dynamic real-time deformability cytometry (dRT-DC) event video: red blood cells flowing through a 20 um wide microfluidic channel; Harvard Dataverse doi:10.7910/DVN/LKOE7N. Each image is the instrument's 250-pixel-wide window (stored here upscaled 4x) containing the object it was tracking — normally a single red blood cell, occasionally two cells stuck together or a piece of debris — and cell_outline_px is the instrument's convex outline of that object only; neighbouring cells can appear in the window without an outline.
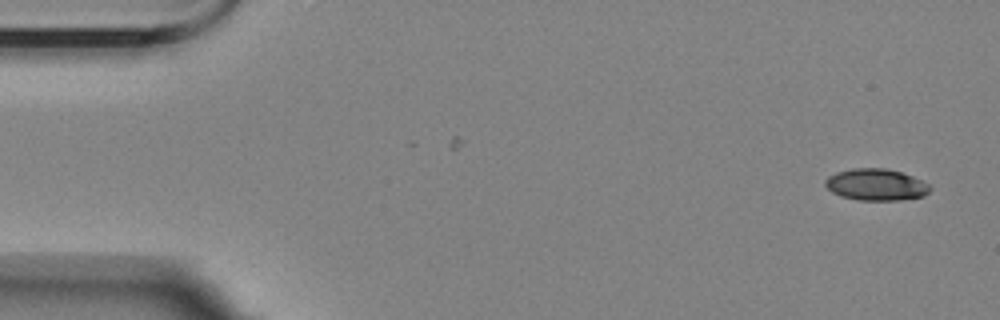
{"species": "Egyptian fruit bat (a non-hibernating species)", "species_latin": "Rousettus aegyptiacus", "temperature_condition": "room temperature", "stored_images_in_passage": 2, "camera_frame_rate_fps": 3000, "um_per_image_px": 0.085, "animal": {"sex": "female"}, "frame": {"image": 1, "passage_image": 2, "time_ms": 1.333, "image_size_px": [1000, 320], "cell_outline_px": [[932, 188], [924, 196], [900, 200], [860, 200], [840, 196], [832, 192], [824, 184], [824, 180], [828, 176], [836, 172], [852, 168], [884, 168], [900, 172], [912, 176], [928, 184]], "centroid_in_image_um": [74.44, 15.69], "position_along_channel_um": 10.6, "area_um2": 19.31}}